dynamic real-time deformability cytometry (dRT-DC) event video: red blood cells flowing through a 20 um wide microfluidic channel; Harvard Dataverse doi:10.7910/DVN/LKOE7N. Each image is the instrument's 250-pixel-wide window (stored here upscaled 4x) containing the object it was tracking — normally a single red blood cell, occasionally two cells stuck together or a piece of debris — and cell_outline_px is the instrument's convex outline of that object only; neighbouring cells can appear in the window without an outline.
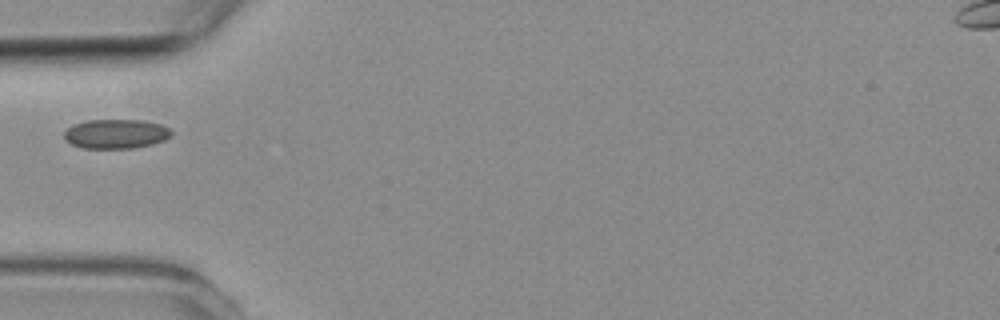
{"species": "common noctule bat (a hibernating species)", "species_latin": "Nyctalus noctula", "temperature_condition": "room temperature", "stored_images_in_passage": 2, "camera_frame_rate_fps": 3000, "um_per_image_px": 0.085, "animal": {"sex": "female", "body_mass_g": 19.3, "forearm_length_mm": 54.1}, "frame": {"image": 1, "passage_image": 1, "time_ms": 0.0, "image_size_px": [1000, 320], "cell_outline_px": [[172, 132], [164, 140], [152, 144], [132, 148], [84, 148], [72, 144], [64, 140], [64, 132], [72, 124], [88, 120], [140, 120], [160, 124], [168, 128]], "centroid_in_image_um": [9.81, 11.37], "position_along_channel_um": 75.2, "area_um2": 18.21}}
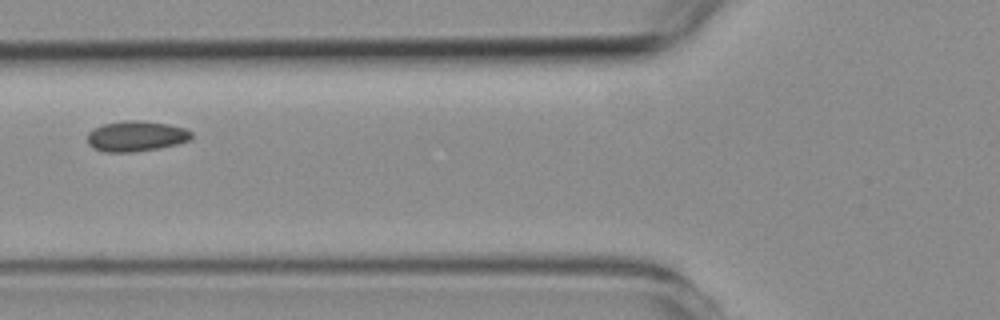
{"frame": {"image": 2, "passage_image": 2, "time_ms": 1.0, "image_size_px": [1000, 320], "cell_outline_px": [[192, 140], [176, 144], [156, 148], [132, 152], [104, 152], [88, 144], [88, 132], [92, 128], [104, 124], [124, 120], [140, 120], [168, 124], [188, 128], [192, 132]], "centroid_in_image_um": [11.59, 11.56], "position_along_channel_um": 114.2, "area_um2": 18.55}}